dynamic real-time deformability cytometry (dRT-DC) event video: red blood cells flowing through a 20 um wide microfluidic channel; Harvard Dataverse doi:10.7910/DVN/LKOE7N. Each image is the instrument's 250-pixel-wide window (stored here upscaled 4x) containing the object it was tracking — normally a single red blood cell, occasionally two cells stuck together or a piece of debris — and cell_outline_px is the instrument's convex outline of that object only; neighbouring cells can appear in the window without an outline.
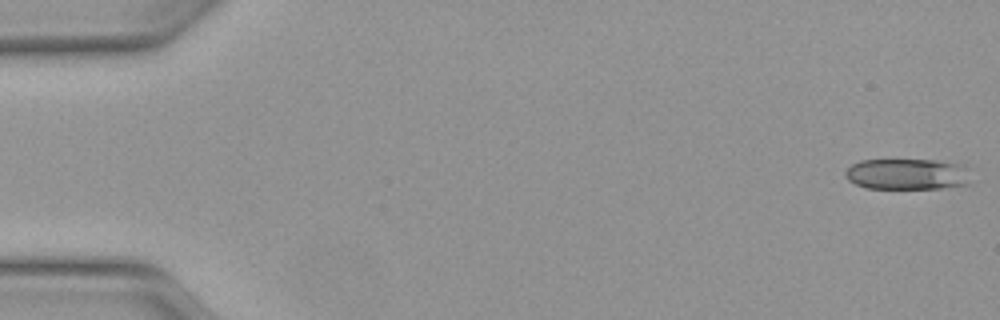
{"species": "Egyptian fruit bat (a non-hibernating species)", "species_latin": "Rousettus aegyptiacus", "temperature_condition": "warm", "stored_images_in_passage": 49, "camera_frame_rate_fps": 3000, "um_per_image_px": 0.085, "animal": {"sex": "female"}, "frame": {"image": 1, "passage_image": 1, "time_ms": 0.0, "image_size_px": [1000, 320], "cell_outline_px": [[968, 184], [944, 188], [864, 188], [848, 180], [844, 176], [844, 172], [852, 164], [860, 160], [936, 160], [964, 164]], "centroid_in_image_um": [77.05, 14.79], "position_along_channel_um": 7.9, "area_um2": 22.6}}
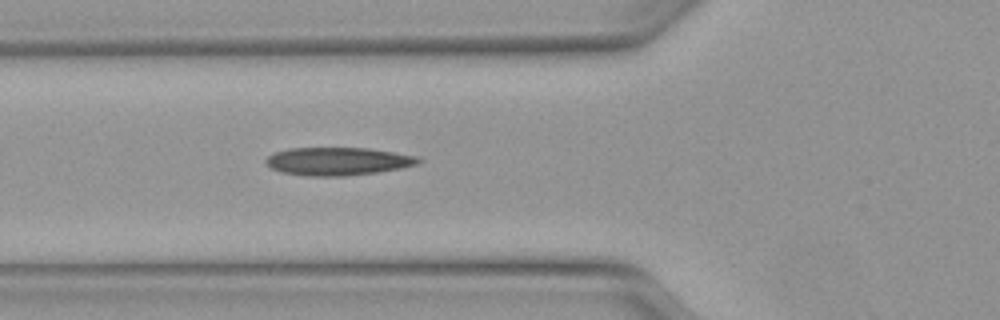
{"frame": {"image": 2, "passage_image": 18, "time_ms": 5.667, "image_size_px": [1000, 320], "cell_outline_px": [[424, 160], [416, 164], [400, 168], [376, 172], [344, 176], [304, 176], [280, 172], [272, 168], [264, 160], [272, 152], [288, 148], [368, 148], [420, 156]], "centroid_in_image_um": [28.71, 13.7], "position_along_channel_um": 97.1, "area_um2": 25.03}}
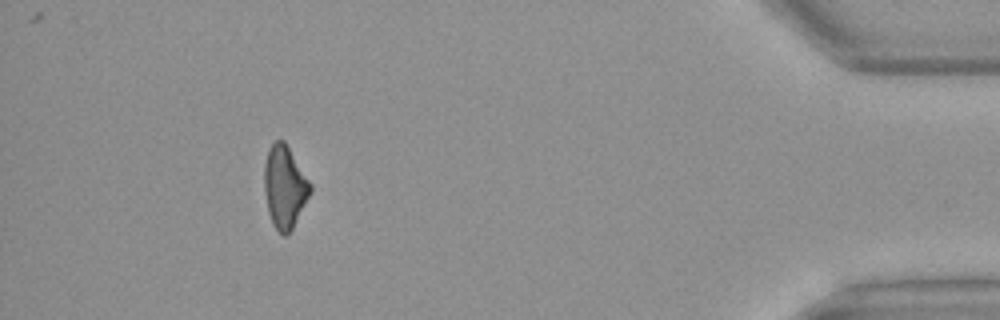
{"frame": {"image": 3, "passage_image": 45, "time_ms": 14.667, "image_size_px": [1000, 320], "cell_outline_px": [[312, 192], [292, 228], [284, 236], [272, 224], [268, 212], [264, 192], [264, 164], [268, 148], [276, 140], [284, 140], [312, 184]], "centroid_in_image_um": [24.19, 15.86], "position_along_channel_um": 411.0, "area_um2": 22.14}, "authors_computed_cell_mechanics": {"area_um2": 23.4668, "velocity_mm_per_s": 4.1519, "shape_relaxation_time_tau1_ms": null, "shape_relaxation_time_tau2_ms": 7.9372, "deformation_change_tau1": null, "deformation_change_tau2": 0.2384}}